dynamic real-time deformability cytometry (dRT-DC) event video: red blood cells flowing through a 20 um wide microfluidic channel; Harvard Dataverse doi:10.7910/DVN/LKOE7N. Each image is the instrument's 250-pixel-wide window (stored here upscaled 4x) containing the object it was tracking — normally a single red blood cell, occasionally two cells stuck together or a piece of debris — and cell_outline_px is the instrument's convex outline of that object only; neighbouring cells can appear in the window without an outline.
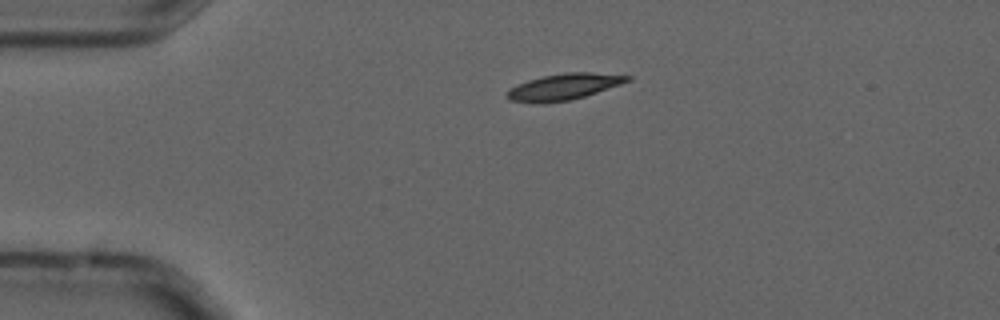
{"species": "common noctule bat (a hibernating species)", "species_latin": "Nyctalus noctula", "temperature_condition": "cold", "stored_images_in_passage": 3, "camera_frame_rate_fps": 3000, "um_per_image_px": 0.085, "animal": {"sex": "male", "forearm_length_mm": 52.5}, "frame": {"image": 1, "passage_image": 1, "time_ms": 0.0, "image_size_px": [1000, 320], "cell_outline_px": [[632, 80], [584, 96], [568, 100], [544, 104], [536, 104], [508, 100], [504, 96], [516, 84], [528, 80], [544, 76], [564, 72], [592, 72], [632, 76]], "centroid_in_image_um": [47.88, 7.38], "position_along_channel_um": 37.1, "area_um2": 18.44}}